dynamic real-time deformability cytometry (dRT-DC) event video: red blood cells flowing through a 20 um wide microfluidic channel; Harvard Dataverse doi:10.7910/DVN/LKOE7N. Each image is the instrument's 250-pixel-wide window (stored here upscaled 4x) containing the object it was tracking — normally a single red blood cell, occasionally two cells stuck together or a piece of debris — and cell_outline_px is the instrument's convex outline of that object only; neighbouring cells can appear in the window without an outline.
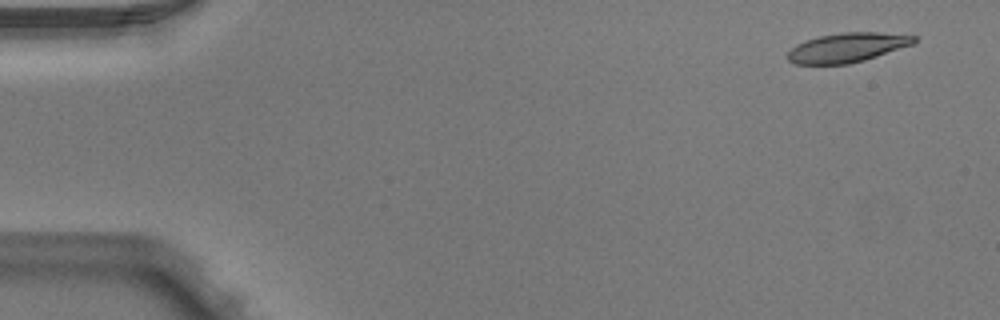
{"species": "Egyptian fruit bat (a non-hibernating species)", "species_latin": "Rousettus aegyptiacus", "temperature_condition": "warm", "stored_images_in_passage": 5, "camera_frame_rate_fps": 3000, "um_per_image_px": 0.085, "animal": {"sex": "male"}, "frame": {"image": 1, "passage_image": 1, "time_ms": 0.0, "image_size_px": [1000, 320], "cell_outline_px": [[916, 40], [912, 44], [864, 60], [848, 64], [796, 64], [788, 60], [788, 52], [796, 44], [820, 36], [844, 32], [876, 32], [916, 36]], "centroid_in_image_um": [71.99, 4.04], "position_along_channel_um": 13.0, "area_um2": 21.21}}
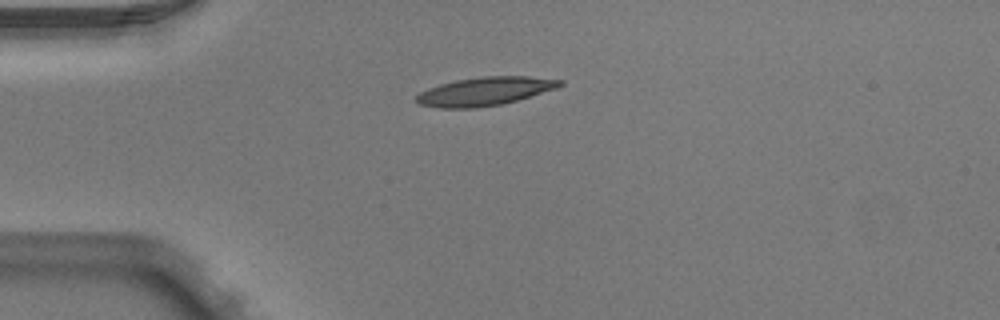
{"frame": {"image": 2, "passage_image": 3, "time_ms": 0.667, "image_size_px": [1000, 320], "cell_outline_px": [[564, 84], [556, 88], [516, 100], [500, 104], [476, 108], [440, 108], [420, 104], [416, 100], [416, 96], [420, 92], [428, 88], [440, 84], [456, 80], [484, 76], [528, 76], [564, 80]], "centroid_in_image_um": [41.21, 7.75], "position_along_channel_um": 43.8, "area_um2": 23.58}}
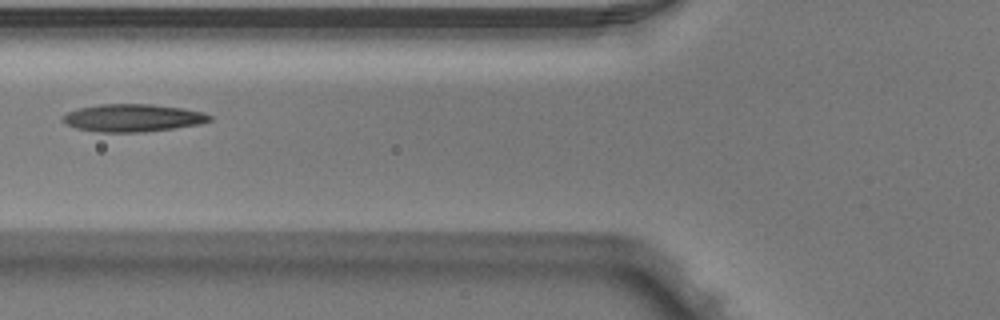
{"frame": {"image": 3, "passage_image": 5, "time_ms": 1.333, "image_size_px": [1000, 320], "cell_outline_px": [[212, 120], [200, 124], [144, 132], [96, 132], [76, 128], [68, 124], [64, 120], [64, 116], [68, 112], [80, 108], [100, 104], [152, 104], [184, 108], [204, 112], [212, 116]], "centroid_in_image_um": [11.34, 10.02], "position_along_channel_um": 114.5, "area_um2": 23.52}}